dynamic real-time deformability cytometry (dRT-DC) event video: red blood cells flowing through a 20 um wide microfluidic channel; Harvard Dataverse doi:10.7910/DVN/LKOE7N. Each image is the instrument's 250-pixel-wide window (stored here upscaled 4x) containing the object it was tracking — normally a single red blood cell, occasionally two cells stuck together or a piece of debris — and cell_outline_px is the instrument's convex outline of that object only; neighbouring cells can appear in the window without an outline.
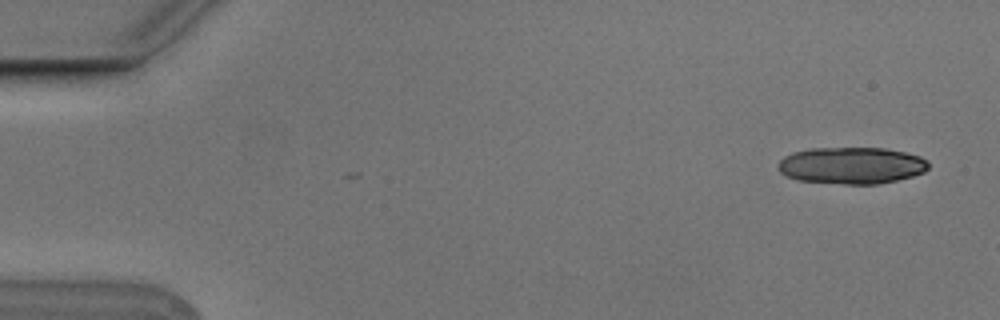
{"species": "Egyptian fruit bat (a non-hibernating species)", "species_latin": "Rousettus aegyptiacus", "temperature_condition": "cold", "stored_images_in_passage": 6, "segment_of_instrument_passage": [2, 2], "camera_frame_rate_fps": 3000, "um_per_image_px": 0.085, "animal": {"sex": "male"}, "frame": {"image": 1, "passage_image": 6, "time_ms": 1.667, "image_size_px": [1000, 320], "cell_outline_px": [[928, 168], [924, 172], [912, 176], [896, 180], [876, 184], [844, 184], [796, 180], [784, 176], [780, 172], [780, 160], [784, 156], [792, 152], [812, 148], [884, 148], [904, 152], [920, 156], [928, 160]], "centroid_in_image_um": [72.38, 14.06], "position_along_channel_um": 12.6, "area_um2": 32.25}}